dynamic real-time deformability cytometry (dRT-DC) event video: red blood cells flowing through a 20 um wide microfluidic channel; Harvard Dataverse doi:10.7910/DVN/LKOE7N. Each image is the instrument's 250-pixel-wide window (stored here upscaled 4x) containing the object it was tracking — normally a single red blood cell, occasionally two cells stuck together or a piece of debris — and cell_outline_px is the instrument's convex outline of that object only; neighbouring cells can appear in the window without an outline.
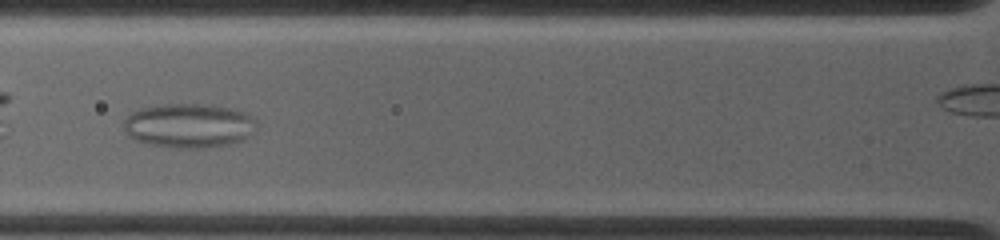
{"species": "common noctule bat (a hibernating species)", "species_latin": "Nyctalus noctula", "temperature_condition": "warm", "stored_images_in_passage": 7, "camera_frame_rate_fps": 4500, "um_per_image_px": 0.085, "animal": {"sex": "female", "body_mass_g": 19.0, "forearm_length_mm": 53.3}, "frame": {"image": 1, "passage_image": 4, "time_ms": 2.0, "image_size_px": [1000, 240], "cell_outline_px": [[256, 132], [244, 140], [228, 144], [204, 148], [180, 148], [152, 144], [136, 140], [128, 136], [124, 128], [124, 120], [132, 112], [140, 108], [164, 104], [212, 104], [236, 108], [248, 112], [256, 120]], "centroid_in_image_um": [16.14, 10.66], "position_along_channel_um": 109.7, "area_um2": 34.8}}